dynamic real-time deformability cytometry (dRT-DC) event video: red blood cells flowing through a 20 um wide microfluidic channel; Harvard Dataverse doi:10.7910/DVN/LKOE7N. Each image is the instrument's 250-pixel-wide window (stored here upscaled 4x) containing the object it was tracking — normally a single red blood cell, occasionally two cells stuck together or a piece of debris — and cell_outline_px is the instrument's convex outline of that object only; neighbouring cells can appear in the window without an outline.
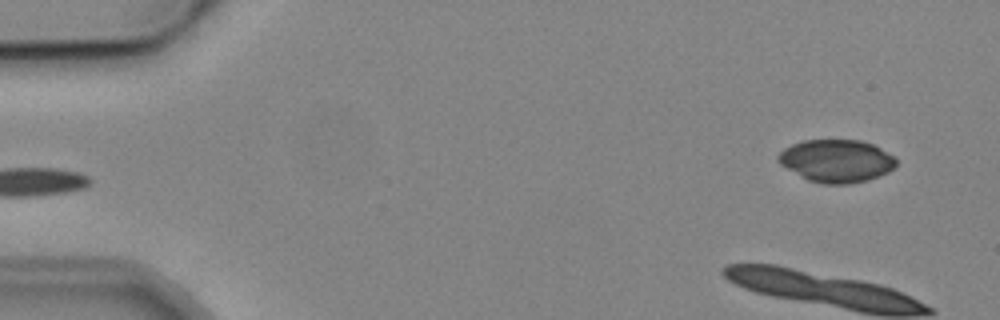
{"species": "common noctule bat (a hibernating species)", "species_latin": "Nyctalus noctula", "temperature_condition": "cold", "stored_images_in_passage": 4, "segment_of_instrument_passage": [2, 2], "camera_frame_rate_fps": 3000, "um_per_image_px": 0.085, "animal": {"sex": "male", "body_mass_g": 19.2, "forearm_length_mm": 51.8}, "frame": {"image": 1, "passage_image": 4, "time_ms": 3.333, "image_size_px": [1000, 320], "cell_outline_px": [[896, 164], [888, 172], [880, 176], [868, 180], [848, 184], [824, 184], [808, 180], [800, 176], [780, 164], [776, 160], [776, 156], [784, 148], [792, 144], [804, 140], [860, 140], [872, 144], [880, 148], [892, 156], [896, 160]], "centroid_in_image_um": [71.07, 13.68], "position_along_channel_um": 13.9, "area_um2": 29.3}}